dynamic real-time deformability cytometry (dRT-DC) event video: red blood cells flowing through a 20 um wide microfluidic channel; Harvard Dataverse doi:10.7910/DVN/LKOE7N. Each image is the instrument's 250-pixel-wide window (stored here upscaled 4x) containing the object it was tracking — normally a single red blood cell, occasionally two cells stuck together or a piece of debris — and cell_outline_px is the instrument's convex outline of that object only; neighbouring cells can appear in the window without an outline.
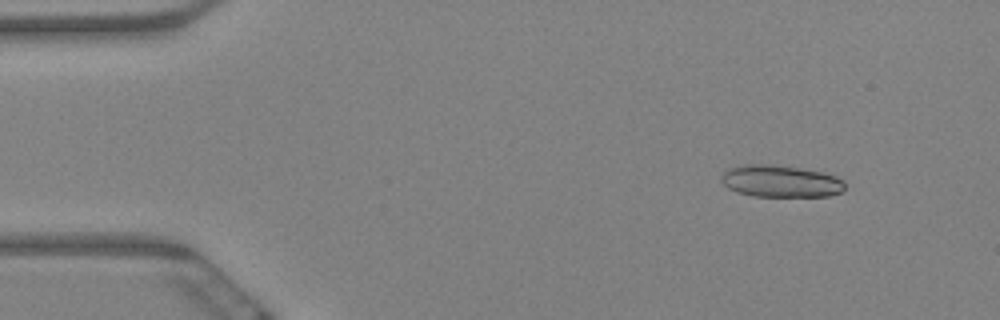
{"species": "Egyptian fruit bat (a non-hibernating species)", "species_latin": "Rousettus aegyptiacus", "temperature_condition": "warm", "stored_images_in_passage": 3, "camera_frame_rate_fps": 3000, "um_per_image_px": 0.085, "animal": {"sex": "female"}, "frame": {"image": 1, "passage_image": 2, "time_ms": 0.333, "image_size_px": [1000, 320], "cell_outline_px": [[844, 188], [840, 192], [828, 196], [752, 196], [736, 192], [728, 188], [720, 180], [720, 176], [728, 168], [744, 164], [772, 164], [820, 172], [836, 176], [844, 180]], "centroid_in_image_um": [66.3, 15.4], "position_along_channel_um": 18.7, "area_um2": 23.0}}